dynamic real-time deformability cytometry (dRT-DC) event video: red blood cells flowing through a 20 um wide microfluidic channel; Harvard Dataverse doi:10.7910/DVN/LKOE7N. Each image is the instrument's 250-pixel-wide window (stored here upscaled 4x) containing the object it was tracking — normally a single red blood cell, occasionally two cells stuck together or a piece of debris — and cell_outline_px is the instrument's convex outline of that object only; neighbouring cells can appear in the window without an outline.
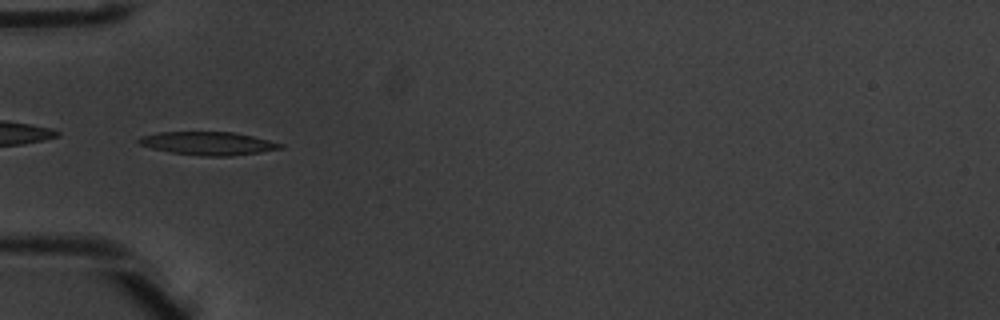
{"species": "common noctule bat (a hibernating species)", "species_latin": "Nyctalus noctula", "temperature_condition": "warm", "stored_images_in_passage": 7, "camera_frame_rate_fps": 3000, "um_per_image_px": 0.085, "animal": {"sex": "male", "body_mass_g": 20.1, "forearm_length_mm": 53.5}, "frame": {"image": 1, "passage_image": 5, "time_ms": 1.333, "image_size_px": [1000, 320], "cell_outline_px": [[284, 148], [260, 152], [232, 156], [200, 156], [172, 152], [152, 148], [140, 144], [136, 140], [140, 136], [160, 132], [232, 132], [252, 136], [284, 144]], "centroid_in_image_um": [17.7, 12.19], "position_along_channel_um": 67.3, "area_um2": 19.07}}
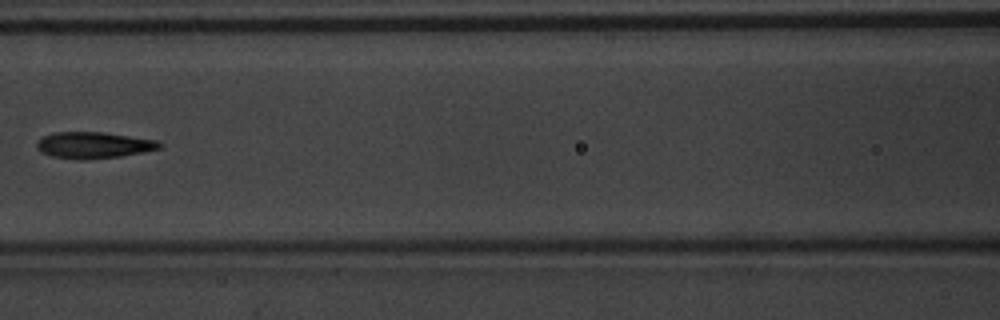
{"frame": {"image": 2, "passage_image": 7, "time_ms": 2.0, "image_size_px": [1000, 320], "cell_outline_px": [[164, 144], [160, 148], [120, 156], [84, 160], [76, 160], [52, 156], [40, 152], [36, 148], [36, 140], [52, 132], [104, 132], [156, 140]], "centroid_in_image_um": [7.89, 12.33], "position_along_channel_um": 158.7, "area_um2": 18.96}}